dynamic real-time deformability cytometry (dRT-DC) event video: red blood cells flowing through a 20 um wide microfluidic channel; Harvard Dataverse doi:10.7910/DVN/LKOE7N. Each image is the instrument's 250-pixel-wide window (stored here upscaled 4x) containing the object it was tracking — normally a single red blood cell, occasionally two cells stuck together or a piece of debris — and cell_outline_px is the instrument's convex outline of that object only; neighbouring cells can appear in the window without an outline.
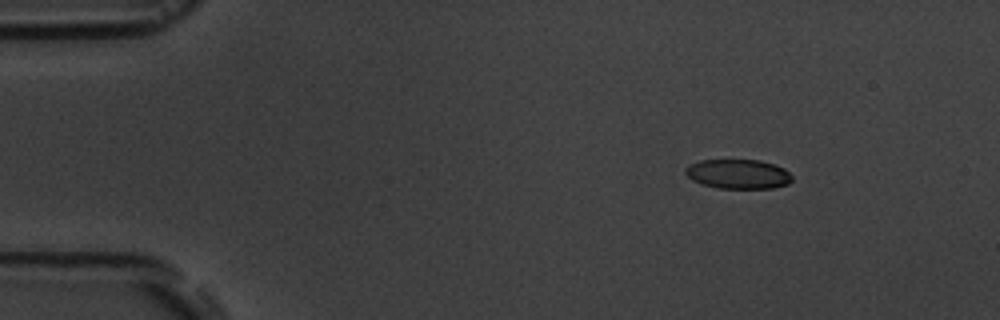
{"species": "common noctule bat (a hibernating species)", "species_latin": "Nyctalus noctula", "temperature_condition": "room temperature", "stored_images_in_passage": 4, "camera_frame_rate_fps": 3000, "um_per_image_px": 0.085, "animal": {"sex": "male", "body_mass_g": 19.5, "forearm_length_mm": 54.6}, "frame": {"image": 1, "passage_image": 1, "time_ms": 0.0, "image_size_px": [1000, 320], "cell_outline_px": [[792, 180], [788, 184], [772, 188], [716, 188], [692, 180], [684, 172], [684, 168], [700, 160], [760, 160], [776, 164], [784, 168], [792, 176]], "centroid_in_image_um": [62.76, 14.79], "position_along_channel_um": 22.2, "area_um2": 18.32}}